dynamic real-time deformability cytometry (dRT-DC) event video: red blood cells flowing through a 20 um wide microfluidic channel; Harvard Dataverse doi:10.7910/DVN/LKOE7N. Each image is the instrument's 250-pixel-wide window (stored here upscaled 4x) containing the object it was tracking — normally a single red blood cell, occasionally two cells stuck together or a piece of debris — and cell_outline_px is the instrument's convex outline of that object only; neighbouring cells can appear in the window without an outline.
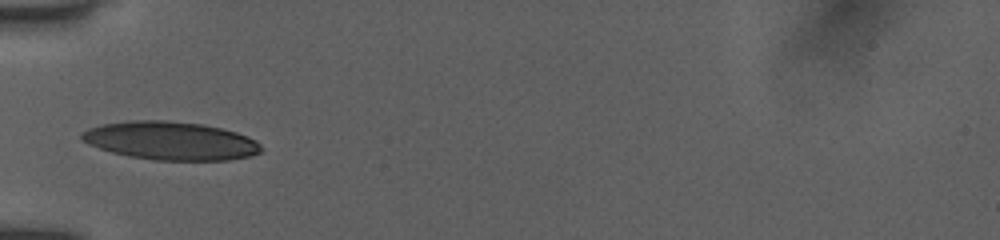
{"species": "human", "species_latin": "Homo sapiens", "temperature_condition": "room temperature", "stored_images_in_passage": 9, "camera_frame_rate_fps": 3000, "um_per_image_px": 0.085, "donor": {"sex": "female"}, "frame": {"image": 1, "passage_image": 1, "time_ms": 0.0, "image_size_px": [1000, 240], "cell_outline_px": [[264, 148], [260, 152], [252, 156], [228, 160], [156, 160], [128, 156], [112, 152], [88, 144], [80, 140], [80, 132], [88, 128], [104, 124], [132, 120], [164, 120], [204, 124], [236, 132], [248, 136], [256, 140]], "centroid_in_image_um": [14.51, 11.96], "position_along_channel_um": 70.5, "area_um2": 40.23}}
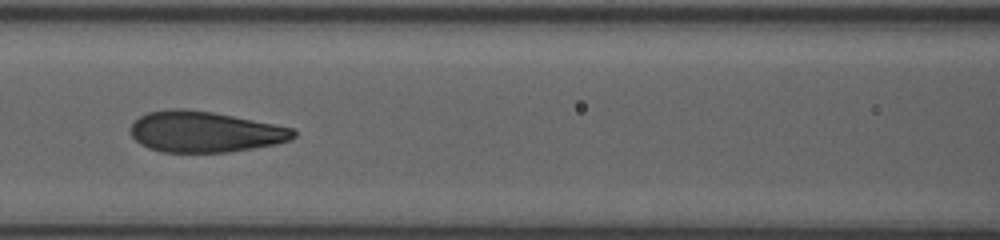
{"frame": {"image": 2, "passage_image": 6, "time_ms": 2.0, "image_size_px": [1000, 240], "cell_outline_px": [[296, 136], [292, 140], [276, 144], [228, 152], [164, 152], [148, 148], [140, 144], [132, 136], [132, 124], [140, 116], [148, 112], [172, 108], [184, 108], [212, 112], [276, 124], [292, 128], [296, 132]], "centroid_in_image_um": [17.43, 11.2], "position_along_channel_um": 149.2, "area_um2": 38.78}}
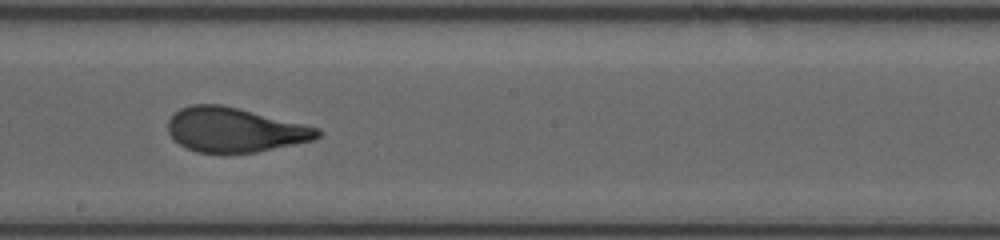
{"frame": {"image": 3, "passage_image": 8, "time_ms": 4.0, "image_size_px": [1000, 240], "cell_outline_px": [[320, 136], [316, 140], [256, 152], [196, 152], [180, 144], [168, 132], [168, 120], [180, 108], [192, 104], [220, 104], [320, 128]], "centroid_in_image_um": [19.96, 11.03], "position_along_channel_um": 228.2, "area_um2": 38.32}}